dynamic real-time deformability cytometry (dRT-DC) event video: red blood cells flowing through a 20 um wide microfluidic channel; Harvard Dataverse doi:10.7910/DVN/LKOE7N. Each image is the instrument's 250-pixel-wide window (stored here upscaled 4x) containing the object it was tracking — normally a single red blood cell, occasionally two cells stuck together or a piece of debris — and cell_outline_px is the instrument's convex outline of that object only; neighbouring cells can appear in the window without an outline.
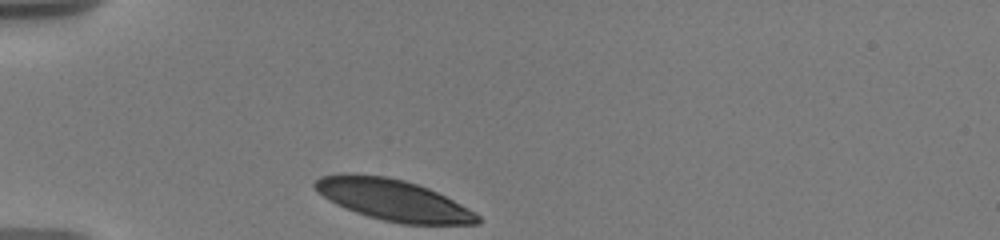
{"species": "human", "species_latin": "Homo sapiens", "temperature_condition": "warm", "stored_images_in_passage": 3, "camera_frame_rate_fps": 3000, "um_per_image_px": 0.085, "donor": {"sex": "male"}, "frame": {"image": 1, "passage_image": 1, "time_ms": 0.0, "image_size_px": [1000, 240], "cell_outline_px": [[480, 224], [400, 224], [368, 216], [356, 212], [336, 204], [328, 200], [312, 184], [320, 176], [340, 172], [384, 176], [404, 180], [428, 188], [476, 212], [480, 216]], "centroid_in_image_um": [33.4, 16.99], "position_along_channel_um": 51.6, "area_um2": 38.78}}
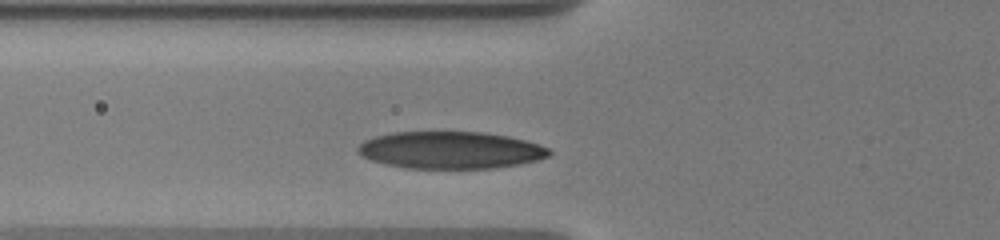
{"frame": {"image": 2, "passage_image": 3, "time_ms": 1.667, "image_size_px": [1000, 240], "cell_outline_px": [[552, 152], [548, 156], [536, 160], [520, 164], [492, 168], [404, 168], [372, 160], [364, 156], [356, 148], [364, 140], [376, 136], [392, 132], [484, 132], [508, 136], [524, 140], [548, 148]], "centroid_in_image_um": [38.29, 12.75], "position_along_channel_um": 87.5, "area_um2": 41.1}}